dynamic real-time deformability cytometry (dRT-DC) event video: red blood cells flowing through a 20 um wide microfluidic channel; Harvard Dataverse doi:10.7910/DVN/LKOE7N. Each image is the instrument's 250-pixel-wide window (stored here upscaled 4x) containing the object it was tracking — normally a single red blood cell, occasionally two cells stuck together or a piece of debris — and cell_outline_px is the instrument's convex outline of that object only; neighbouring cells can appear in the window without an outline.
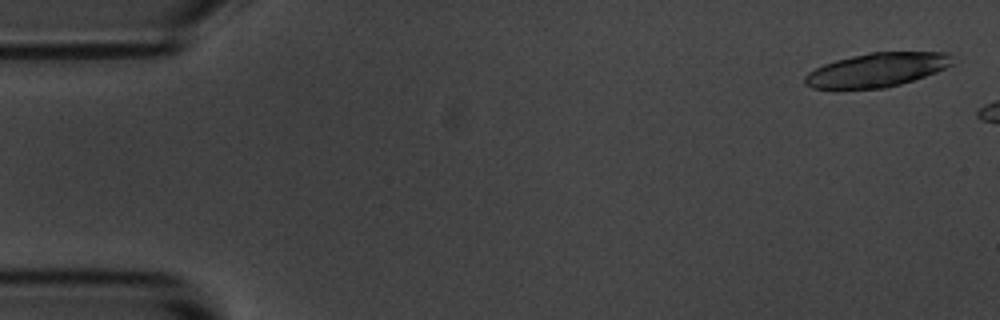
{"species": "common noctule bat (a hibernating species)", "species_latin": "Nyctalus noctula", "temperature_condition": "room temperature", "stored_images_in_passage": 3, "camera_frame_rate_fps": 3000, "um_per_image_px": 0.085, "animal": {"sex": "male", "body_mass_g": 20.1, "forearm_length_mm": 53.5}, "frame": {"image": 1, "passage_image": 1, "time_ms": 0.0, "image_size_px": [1000, 320], "cell_outline_px": [[952, 64], [936, 72], [900, 84], [884, 88], [812, 88], [804, 84], [804, 76], [808, 72], [824, 64], [836, 60], [852, 56], [872, 52], [944, 52], [952, 56]], "centroid_in_image_um": [74.52, 5.93], "position_along_channel_um": 10.5, "area_um2": 28.78}}